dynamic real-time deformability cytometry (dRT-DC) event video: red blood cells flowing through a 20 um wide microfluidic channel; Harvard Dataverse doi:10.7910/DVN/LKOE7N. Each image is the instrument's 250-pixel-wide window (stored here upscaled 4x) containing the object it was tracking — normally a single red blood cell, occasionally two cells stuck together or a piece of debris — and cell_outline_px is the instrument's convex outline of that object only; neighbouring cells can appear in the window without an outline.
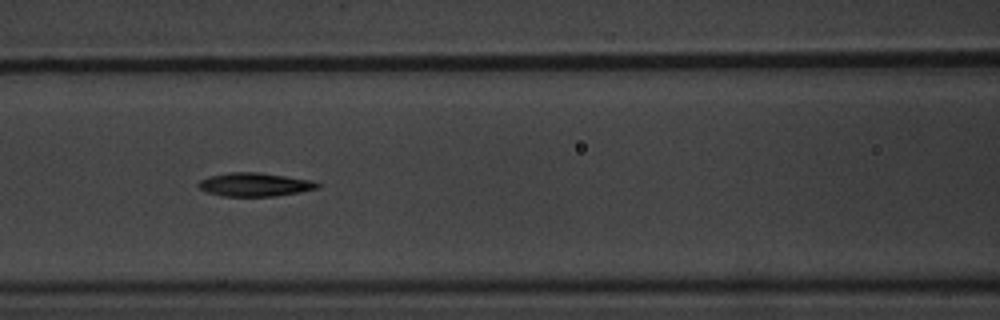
{"species": "common noctule bat (a hibernating species)", "species_latin": "Nyctalus noctula", "temperature_condition": "warm", "stored_images_in_passage": 9, "camera_frame_rate_fps": 3000, "um_per_image_px": 0.085, "animal": {"sex": "male", "body_mass_g": 20.1, "forearm_length_mm": 53.5}, "frame": {"image": 1, "passage_image": 6, "time_ms": 5.667, "image_size_px": [1000, 320], "cell_outline_px": [[320, 188], [300, 192], [276, 196], [224, 196], [208, 192], [200, 188], [196, 184], [200, 180], [212, 176], [232, 172], [260, 172], [312, 180], [320, 184]], "centroid_in_image_um": [21.7, 15.69], "position_along_channel_um": 144.9, "area_um2": 16.24}}
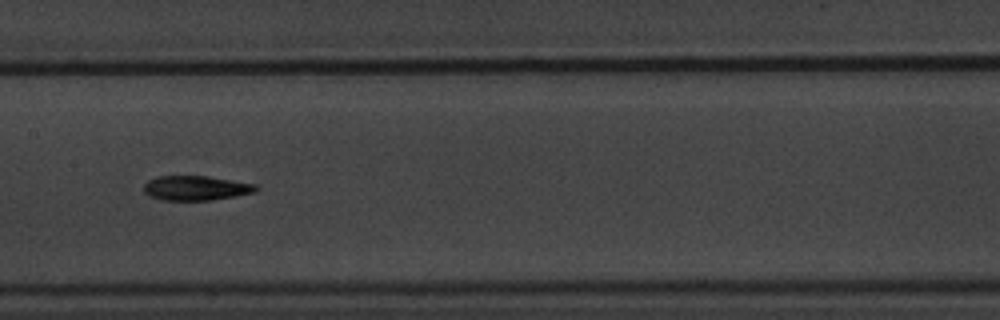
{"frame": {"image": 2, "passage_image": 7, "time_ms": 7.0, "image_size_px": [1000, 320], "cell_outline_px": [[260, 188], [256, 192], [236, 196], [212, 200], [160, 200], [148, 196], [144, 192], [144, 184], [148, 180], [156, 176], [208, 176], [256, 184]], "centroid_in_image_um": [16.65, 15.98], "position_along_channel_um": 190.7, "area_um2": 16.3}}
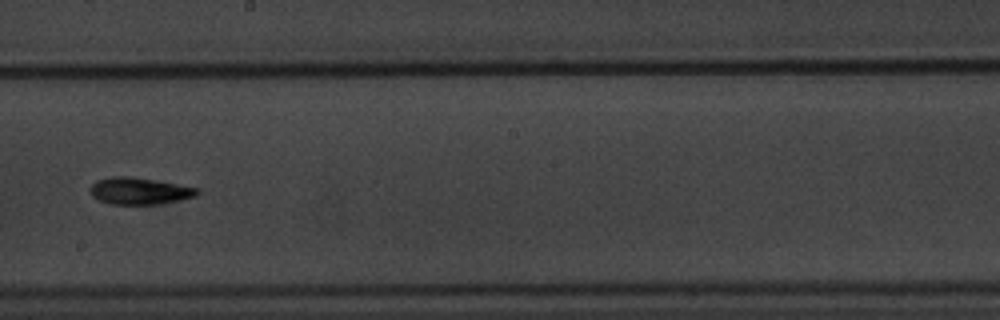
{"frame": {"image": 3, "passage_image": 8, "time_ms": 8.333, "image_size_px": [1000, 320], "cell_outline_px": [[200, 192], [196, 196], [180, 200], [156, 204], [112, 204], [100, 200], [92, 196], [88, 188], [96, 180], [112, 176], [132, 176], [200, 188]], "centroid_in_image_um": [11.85, 16.22], "position_along_channel_um": 236.4, "area_um2": 16.82}}